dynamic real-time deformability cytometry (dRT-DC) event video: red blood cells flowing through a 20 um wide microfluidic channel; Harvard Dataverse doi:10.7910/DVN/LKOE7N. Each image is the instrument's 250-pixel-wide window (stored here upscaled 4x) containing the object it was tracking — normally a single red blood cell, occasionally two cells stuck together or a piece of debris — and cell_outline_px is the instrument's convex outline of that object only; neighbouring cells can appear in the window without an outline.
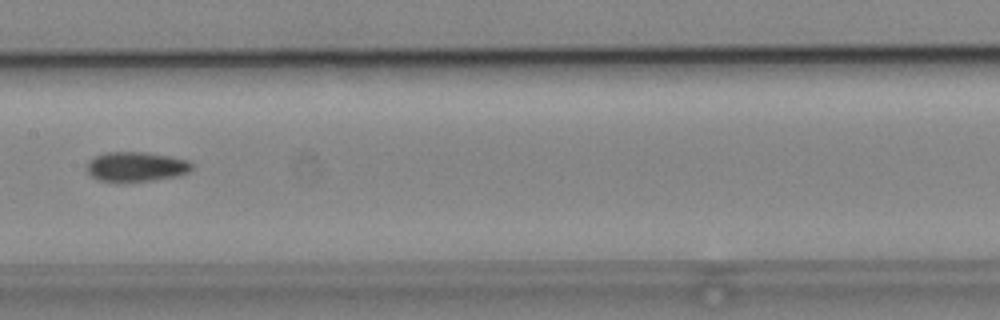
{"species": "common noctule bat (a hibernating species)", "species_latin": "Nyctalus noctula", "temperature_condition": "cold", "stored_images_in_passage": 7, "camera_frame_rate_fps": 3000, "um_per_image_px": 0.085, "animal": {"sex": "male", "body_mass_g": 19.2, "forearm_length_mm": 51.8}, "frame": {"image": 1, "passage_image": 7, "time_ms": 7.0, "image_size_px": [1000, 320], "cell_outline_px": [[192, 168], [188, 172], [176, 176], [148, 180], [96, 180], [88, 172], [88, 160], [104, 152], [144, 152], [172, 156], [188, 160], [192, 164]], "centroid_in_image_um": [11.58, 14.13], "position_along_channel_um": 195.8, "area_um2": 17.74}}